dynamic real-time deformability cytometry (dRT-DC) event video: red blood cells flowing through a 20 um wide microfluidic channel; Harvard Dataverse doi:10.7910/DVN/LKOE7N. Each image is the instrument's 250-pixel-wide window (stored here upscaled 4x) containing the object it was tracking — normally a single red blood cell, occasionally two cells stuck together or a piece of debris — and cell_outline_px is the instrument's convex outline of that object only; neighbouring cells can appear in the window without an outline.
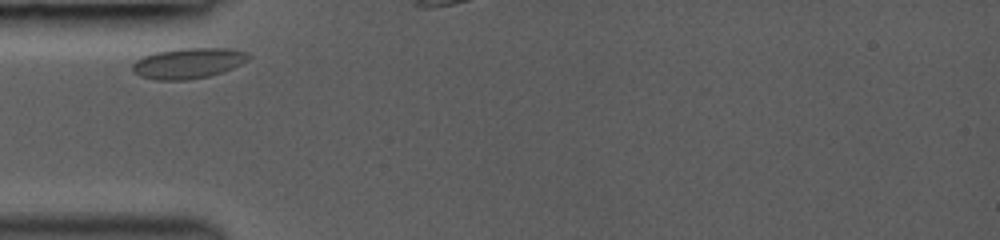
{"species": "common noctule bat (a hibernating species)", "species_latin": "Nyctalus noctula", "temperature_condition": "room temperature", "stored_images_in_passage": 5, "camera_frame_rate_fps": 3000, "um_per_image_px": 0.085, "animal": {"sex": "female", "body_mass_g": 19.0, "forearm_length_mm": 53.3}, "frame": {"image": 1, "passage_image": 1, "time_ms": 0.0, "image_size_px": [1000, 240], "cell_outline_px": [[252, 56], [248, 60], [232, 68], [208, 76], [188, 80], [156, 80], [140, 76], [132, 72], [132, 64], [136, 60], [144, 56], [156, 52], [180, 48], [228, 48], [248, 52]], "centroid_in_image_um": [15.99, 5.37], "position_along_channel_um": 69.0, "area_um2": 20.69}}
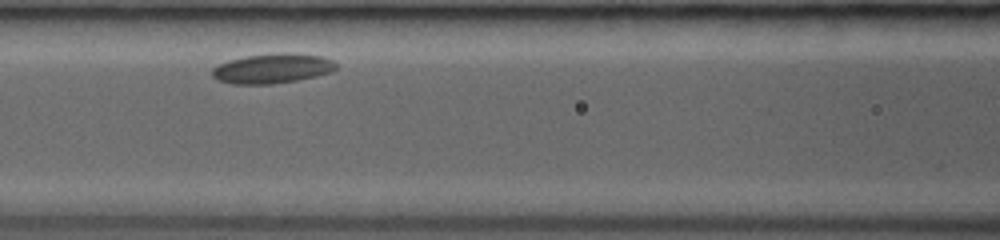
{"frame": {"image": 2, "passage_image": 4, "time_ms": 3.333, "image_size_px": [1000, 240], "cell_outline_px": [[336, 68], [332, 72], [316, 76], [296, 80], [272, 84], [232, 84], [216, 80], [212, 76], [212, 68], [228, 60], [244, 56], [284, 52], [296, 52], [320, 56], [332, 60], [336, 64]], "centroid_in_image_um": [23.14, 5.81], "position_along_channel_um": 143.5, "area_um2": 21.68}}
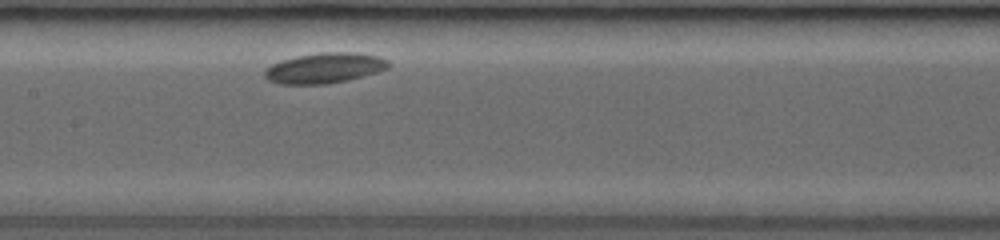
{"frame": {"image": 3, "passage_image": 5, "time_ms": 4.333, "image_size_px": [1000, 240], "cell_outline_px": [[392, 64], [388, 68], [364, 76], [348, 80], [328, 84], [280, 84], [268, 80], [264, 76], [264, 68], [280, 60], [296, 56], [320, 52], [356, 52], [376, 56], [388, 60]], "centroid_in_image_um": [27.57, 5.78], "position_along_channel_um": 179.8, "area_um2": 22.14}}